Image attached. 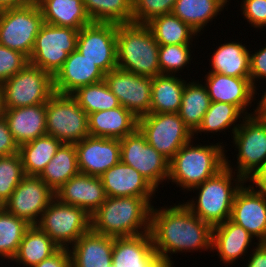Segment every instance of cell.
<instances>
[{
  "label": "cell",
  "instance_id": "cell-16",
  "mask_svg": "<svg viewBox=\"0 0 266 267\" xmlns=\"http://www.w3.org/2000/svg\"><path fill=\"white\" fill-rule=\"evenodd\" d=\"M104 81L119 104L137 118L150 114L152 78L115 68L105 74Z\"/></svg>",
  "mask_w": 266,
  "mask_h": 267
},
{
  "label": "cell",
  "instance_id": "cell-17",
  "mask_svg": "<svg viewBox=\"0 0 266 267\" xmlns=\"http://www.w3.org/2000/svg\"><path fill=\"white\" fill-rule=\"evenodd\" d=\"M230 220L256 237L259 243L266 242V194L245 182L234 197Z\"/></svg>",
  "mask_w": 266,
  "mask_h": 267
},
{
  "label": "cell",
  "instance_id": "cell-21",
  "mask_svg": "<svg viewBox=\"0 0 266 267\" xmlns=\"http://www.w3.org/2000/svg\"><path fill=\"white\" fill-rule=\"evenodd\" d=\"M204 78H206L204 84L211 102L230 103L245 116L253 115V113H248L246 109L249 105L252 106L251 104L256 97L255 87L250 78H237L219 73H207Z\"/></svg>",
  "mask_w": 266,
  "mask_h": 267
},
{
  "label": "cell",
  "instance_id": "cell-29",
  "mask_svg": "<svg viewBox=\"0 0 266 267\" xmlns=\"http://www.w3.org/2000/svg\"><path fill=\"white\" fill-rule=\"evenodd\" d=\"M245 44L227 42L213 52L208 73H219L237 78H250V53Z\"/></svg>",
  "mask_w": 266,
  "mask_h": 267
},
{
  "label": "cell",
  "instance_id": "cell-7",
  "mask_svg": "<svg viewBox=\"0 0 266 267\" xmlns=\"http://www.w3.org/2000/svg\"><path fill=\"white\" fill-rule=\"evenodd\" d=\"M44 19L35 2L21 7L0 10V44L25 55L32 53L36 36Z\"/></svg>",
  "mask_w": 266,
  "mask_h": 267
},
{
  "label": "cell",
  "instance_id": "cell-33",
  "mask_svg": "<svg viewBox=\"0 0 266 267\" xmlns=\"http://www.w3.org/2000/svg\"><path fill=\"white\" fill-rule=\"evenodd\" d=\"M230 0H176L172 14L198 34L223 11Z\"/></svg>",
  "mask_w": 266,
  "mask_h": 267
},
{
  "label": "cell",
  "instance_id": "cell-51",
  "mask_svg": "<svg viewBox=\"0 0 266 267\" xmlns=\"http://www.w3.org/2000/svg\"><path fill=\"white\" fill-rule=\"evenodd\" d=\"M35 2V0H0V10L26 6Z\"/></svg>",
  "mask_w": 266,
  "mask_h": 267
},
{
  "label": "cell",
  "instance_id": "cell-44",
  "mask_svg": "<svg viewBox=\"0 0 266 267\" xmlns=\"http://www.w3.org/2000/svg\"><path fill=\"white\" fill-rule=\"evenodd\" d=\"M29 63L21 52L0 44V84L14 76Z\"/></svg>",
  "mask_w": 266,
  "mask_h": 267
},
{
  "label": "cell",
  "instance_id": "cell-20",
  "mask_svg": "<svg viewBox=\"0 0 266 267\" xmlns=\"http://www.w3.org/2000/svg\"><path fill=\"white\" fill-rule=\"evenodd\" d=\"M107 197L144 198L151 206L156 189L133 167L121 160L101 176Z\"/></svg>",
  "mask_w": 266,
  "mask_h": 267
},
{
  "label": "cell",
  "instance_id": "cell-30",
  "mask_svg": "<svg viewBox=\"0 0 266 267\" xmlns=\"http://www.w3.org/2000/svg\"><path fill=\"white\" fill-rule=\"evenodd\" d=\"M161 74L152 78L150 113H178L186 80Z\"/></svg>",
  "mask_w": 266,
  "mask_h": 267
},
{
  "label": "cell",
  "instance_id": "cell-38",
  "mask_svg": "<svg viewBox=\"0 0 266 267\" xmlns=\"http://www.w3.org/2000/svg\"><path fill=\"white\" fill-rule=\"evenodd\" d=\"M92 22L132 23V0H83Z\"/></svg>",
  "mask_w": 266,
  "mask_h": 267
},
{
  "label": "cell",
  "instance_id": "cell-46",
  "mask_svg": "<svg viewBox=\"0 0 266 267\" xmlns=\"http://www.w3.org/2000/svg\"><path fill=\"white\" fill-rule=\"evenodd\" d=\"M257 79L266 80V45L250 54V81L255 87V95H257L256 88H258L256 87Z\"/></svg>",
  "mask_w": 266,
  "mask_h": 267
},
{
  "label": "cell",
  "instance_id": "cell-15",
  "mask_svg": "<svg viewBox=\"0 0 266 267\" xmlns=\"http://www.w3.org/2000/svg\"><path fill=\"white\" fill-rule=\"evenodd\" d=\"M54 198L55 193L39 176L25 175L2 206L29 225H37Z\"/></svg>",
  "mask_w": 266,
  "mask_h": 267
},
{
  "label": "cell",
  "instance_id": "cell-6",
  "mask_svg": "<svg viewBox=\"0 0 266 267\" xmlns=\"http://www.w3.org/2000/svg\"><path fill=\"white\" fill-rule=\"evenodd\" d=\"M4 109L44 104L55 93L53 76L28 63L0 84Z\"/></svg>",
  "mask_w": 266,
  "mask_h": 267
},
{
  "label": "cell",
  "instance_id": "cell-3",
  "mask_svg": "<svg viewBox=\"0 0 266 267\" xmlns=\"http://www.w3.org/2000/svg\"><path fill=\"white\" fill-rule=\"evenodd\" d=\"M228 158L225 157V166L220 171L192 189L199 191L196 201L192 198L184 202L193 214L212 227L230 219L234 197L246 182L235 176Z\"/></svg>",
  "mask_w": 266,
  "mask_h": 267
},
{
  "label": "cell",
  "instance_id": "cell-1",
  "mask_svg": "<svg viewBox=\"0 0 266 267\" xmlns=\"http://www.w3.org/2000/svg\"><path fill=\"white\" fill-rule=\"evenodd\" d=\"M212 229L210 224L193 214L184 203L151 208L150 235L153 246L168 267L174 265L170 260L172 253L196 252L201 249L212 251Z\"/></svg>",
  "mask_w": 266,
  "mask_h": 267
},
{
  "label": "cell",
  "instance_id": "cell-41",
  "mask_svg": "<svg viewBox=\"0 0 266 267\" xmlns=\"http://www.w3.org/2000/svg\"><path fill=\"white\" fill-rule=\"evenodd\" d=\"M25 176L19 153L0 156V206L11 196Z\"/></svg>",
  "mask_w": 266,
  "mask_h": 267
},
{
  "label": "cell",
  "instance_id": "cell-49",
  "mask_svg": "<svg viewBox=\"0 0 266 267\" xmlns=\"http://www.w3.org/2000/svg\"><path fill=\"white\" fill-rule=\"evenodd\" d=\"M246 267H266V242H257L251 251Z\"/></svg>",
  "mask_w": 266,
  "mask_h": 267
},
{
  "label": "cell",
  "instance_id": "cell-24",
  "mask_svg": "<svg viewBox=\"0 0 266 267\" xmlns=\"http://www.w3.org/2000/svg\"><path fill=\"white\" fill-rule=\"evenodd\" d=\"M113 246L114 237L90 229L69 247L71 267H110Z\"/></svg>",
  "mask_w": 266,
  "mask_h": 267
},
{
  "label": "cell",
  "instance_id": "cell-48",
  "mask_svg": "<svg viewBox=\"0 0 266 267\" xmlns=\"http://www.w3.org/2000/svg\"><path fill=\"white\" fill-rule=\"evenodd\" d=\"M33 267H71L69 248H60L56 253Z\"/></svg>",
  "mask_w": 266,
  "mask_h": 267
},
{
  "label": "cell",
  "instance_id": "cell-4",
  "mask_svg": "<svg viewBox=\"0 0 266 267\" xmlns=\"http://www.w3.org/2000/svg\"><path fill=\"white\" fill-rule=\"evenodd\" d=\"M225 147L222 143L211 145H183L169 161L170 180L183 190L191 191L214 176L225 166Z\"/></svg>",
  "mask_w": 266,
  "mask_h": 267
},
{
  "label": "cell",
  "instance_id": "cell-8",
  "mask_svg": "<svg viewBox=\"0 0 266 267\" xmlns=\"http://www.w3.org/2000/svg\"><path fill=\"white\" fill-rule=\"evenodd\" d=\"M46 131L62 143L76 144L89 136L88 115L71 94L54 93L46 103Z\"/></svg>",
  "mask_w": 266,
  "mask_h": 267
},
{
  "label": "cell",
  "instance_id": "cell-9",
  "mask_svg": "<svg viewBox=\"0 0 266 267\" xmlns=\"http://www.w3.org/2000/svg\"><path fill=\"white\" fill-rule=\"evenodd\" d=\"M78 30L44 23L36 36L29 63L54 76L76 50Z\"/></svg>",
  "mask_w": 266,
  "mask_h": 267
},
{
  "label": "cell",
  "instance_id": "cell-35",
  "mask_svg": "<svg viewBox=\"0 0 266 267\" xmlns=\"http://www.w3.org/2000/svg\"><path fill=\"white\" fill-rule=\"evenodd\" d=\"M210 104L211 99L205 84L201 81H186L178 114L192 133L199 128Z\"/></svg>",
  "mask_w": 266,
  "mask_h": 267
},
{
  "label": "cell",
  "instance_id": "cell-27",
  "mask_svg": "<svg viewBox=\"0 0 266 267\" xmlns=\"http://www.w3.org/2000/svg\"><path fill=\"white\" fill-rule=\"evenodd\" d=\"M89 135L122 139L138 129V118L123 106L88 115Z\"/></svg>",
  "mask_w": 266,
  "mask_h": 267
},
{
  "label": "cell",
  "instance_id": "cell-32",
  "mask_svg": "<svg viewBox=\"0 0 266 267\" xmlns=\"http://www.w3.org/2000/svg\"><path fill=\"white\" fill-rule=\"evenodd\" d=\"M79 173L75 144L62 143L39 177L55 193Z\"/></svg>",
  "mask_w": 266,
  "mask_h": 267
},
{
  "label": "cell",
  "instance_id": "cell-13",
  "mask_svg": "<svg viewBox=\"0 0 266 267\" xmlns=\"http://www.w3.org/2000/svg\"><path fill=\"white\" fill-rule=\"evenodd\" d=\"M120 160L136 169L156 190L169 176V161L137 129L120 139Z\"/></svg>",
  "mask_w": 266,
  "mask_h": 267
},
{
  "label": "cell",
  "instance_id": "cell-12",
  "mask_svg": "<svg viewBox=\"0 0 266 267\" xmlns=\"http://www.w3.org/2000/svg\"><path fill=\"white\" fill-rule=\"evenodd\" d=\"M233 134L238 149L235 172L245 181L266 164V118L245 116Z\"/></svg>",
  "mask_w": 266,
  "mask_h": 267
},
{
  "label": "cell",
  "instance_id": "cell-26",
  "mask_svg": "<svg viewBox=\"0 0 266 267\" xmlns=\"http://www.w3.org/2000/svg\"><path fill=\"white\" fill-rule=\"evenodd\" d=\"M252 240L254 237L248 231L230 219L212 229V251L218 252L220 261L225 265H231L242 256H246Z\"/></svg>",
  "mask_w": 266,
  "mask_h": 267
},
{
  "label": "cell",
  "instance_id": "cell-5",
  "mask_svg": "<svg viewBox=\"0 0 266 267\" xmlns=\"http://www.w3.org/2000/svg\"><path fill=\"white\" fill-rule=\"evenodd\" d=\"M159 46L147 24H117V68L151 78L161 75Z\"/></svg>",
  "mask_w": 266,
  "mask_h": 267
},
{
  "label": "cell",
  "instance_id": "cell-36",
  "mask_svg": "<svg viewBox=\"0 0 266 267\" xmlns=\"http://www.w3.org/2000/svg\"><path fill=\"white\" fill-rule=\"evenodd\" d=\"M159 45L192 44L198 33L177 16L165 14L147 23Z\"/></svg>",
  "mask_w": 266,
  "mask_h": 267
},
{
  "label": "cell",
  "instance_id": "cell-43",
  "mask_svg": "<svg viewBox=\"0 0 266 267\" xmlns=\"http://www.w3.org/2000/svg\"><path fill=\"white\" fill-rule=\"evenodd\" d=\"M176 0H132V22L147 24L153 18L171 14Z\"/></svg>",
  "mask_w": 266,
  "mask_h": 267
},
{
  "label": "cell",
  "instance_id": "cell-25",
  "mask_svg": "<svg viewBox=\"0 0 266 267\" xmlns=\"http://www.w3.org/2000/svg\"><path fill=\"white\" fill-rule=\"evenodd\" d=\"M3 117L19 146L47 134L46 103L4 109Z\"/></svg>",
  "mask_w": 266,
  "mask_h": 267
},
{
  "label": "cell",
  "instance_id": "cell-45",
  "mask_svg": "<svg viewBox=\"0 0 266 267\" xmlns=\"http://www.w3.org/2000/svg\"><path fill=\"white\" fill-rule=\"evenodd\" d=\"M241 12L253 28L266 26V0H242ZM243 10V11H242Z\"/></svg>",
  "mask_w": 266,
  "mask_h": 267
},
{
  "label": "cell",
  "instance_id": "cell-19",
  "mask_svg": "<svg viewBox=\"0 0 266 267\" xmlns=\"http://www.w3.org/2000/svg\"><path fill=\"white\" fill-rule=\"evenodd\" d=\"M110 267H168L155 251L149 233L115 237Z\"/></svg>",
  "mask_w": 266,
  "mask_h": 267
},
{
  "label": "cell",
  "instance_id": "cell-47",
  "mask_svg": "<svg viewBox=\"0 0 266 267\" xmlns=\"http://www.w3.org/2000/svg\"><path fill=\"white\" fill-rule=\"evenodd\" d=\"M19 152V145L11 134L4 117L0 118V156L14 155Z\"/></svg>",
  "mask_w": 266,
  "mask_h": 267
},
{
  "label": "cell",
  "instance_id": "cell-52",
  "mask_svg": "<svg viewBox=\"0 0 266 267\" xmlns=\"http://www.w3.org/2000/svg\"><path fill=\"white\" fill-rule=\"evenodd\" d=\"M263 94L261 99L257 103L258 105L255 109H253L254 111L252 113L254 116L266 118V89Z\"/></svg>",
  "mask_w": 266,
  "mask_h": 267
},
{
  "label": "cell",
  "instance_id": "cell-39",
  "mask_svg": "<svg viewBox=\"0 0 266 267\" xmlns=\"http://www.w3.org/2000/svg\"><path fill=\"white\" fill-rule=\"evenodd\" d=\"M71 96L87 115L120 106L117 97L110 91L104 80L79 87L71 93Z\"/></svg>",
  "mask_w": 266,
  "mask_h": 267
},
{
  "label": "cell",
  "instance_id": "cell-11",
  "mask_svg": "<svg viewBox=\"0 0 266 267\" xmlns=\"http://www.w3.org/2000/svg\"><path fill=\"white\" fill-rule=\"evenodd\" d=\"M138 129L146 137L147 143L168 161L194 137L178 113L144 115L138 118Z\"/></svg>",
  "mask_w": 266,
  "mask_h": 267
},
{
  "label": "cell",
  "instance_id": "cell-18",
  "mask_svg": "<svg viewBox=\"0 0 266 267\" xmlns=\"http://www.w3.org/2000/svg\"><path fill=\"white\" fill-rule=\"evenodd\" d=\"M80 173L101 176L120 161V140L87 136L75 144Z\"/></svg>",
  "mask_w": 266,
  "mask_h": 267
},
{
  "label": "cell",
  "instance_id": "cell-53",
  "mask_svg": "<svg viewBox=\"0 0 266 267\" xmlns=\"http://www.w3.org/2000/svg\"><path fill=\"white\" fill-rule=\"evenodd\" d=\"M4 108H3V99H2V91L0 88V118L3 117Z\"/></svg>",
  "mask_w": 266,
  "mask_h": 267
},
{
  "label": "cell",
  "instance_id": "cell-37",
  "mask_svg": "<svg viewBox=\"0 0 266 267\" xmlns=\"http://www.w3.org/2000/svg\"><path fill=\"white\" fill-rule=\"evenodd\" d=\"M244 116V117H243ZM240 118V119H239ZM245 118V115L234 105L225 102H211L210 107L203 116L199 128L193 133H213L221 132L232 127V134L237 130L241 123H236L239 119Z\"/></svg>",
  "mask_w": 266,
  "mask_h": 267
},
{
  "label": "cell",
  "instance_id": "cell-22",
  "mask_svg": "<svg viewBox=\"0 0 266 267\" xmlns=\"http://www.w3.org/2000/svg\"><path fill=\"white\" fill-rule=\"evenodd\" d=\"M104 77L105 73L96 64L74 50L53 76L54 92L71 94L79 87L103 81Z\"/></svg>",
  "mask_w": 266,
  "mask_h": 267
},
{
  "label": "cell",
  "instance_id": "cell-23",
  "mask_svg": "<svg viewBox=\"0 0 266 267\" xmlns=\"http://www.w3.org/2000/svg\"><path fill=\"white\" fill-rule=\"evenodd\" d=\"M55 198L62 203L80 207L91 216L107 196L99 176L79 173L55 192Z\"/></svg>",
  "mask_w": 266,
  "mask_h": 267
},
{
  "label": "cell",
  "instance_id": "cell-10",
  "mask_svg": "<svg viewBox=\"0 0 266 267\" xmlns=\"http://www.w3.org/2000/svg\"><path fill=\"white\" fill-rule=\"evenodd\" d=\"M37 226L59 247L69 248L91 229V216L80 207L54 198L44 210Z\"/></svg>",
  "mask_w": 266,
  "mask_h": 267
},
{
  "label": "cell",
  "instance_id": "cell-40",
  "mask_svg": "<svg viewBox=\"0 0 266 267\" xmlns=\"http://www.w3.org/2000/svg\"><path fill=\"white\" fill-rule=\"evenodd\" d=\"M25 220L9 213L0 206V256L12 260L16 255L25 231L30 227Z\"/></svg>",
  "mask_w": 266,
  "mask_h": 267
},
{
  "label": "cell",
  "instance_id": "cell-2",
  "mask_svg": "<svg viewBox=\"0 0 266 267\" xmlns=\"http://www.w3.org/2000/svg\"><path fill=\"white\" fill-rule=\"evenodd\" d=\"M151 208L144 198L107 197L91 215V229L114 238L149 233Z\"/></svg>",
  "mask_w": 266,
  "mask_h": 267
},
{
  "label": "cell",
  "instance_id": "cell-14",
  "mask_svg": "<svg viewBox=\"0 0 266 267\" xmlns=\"http://www.w3.org/2000/svg\"><path fill=\"white\" fill-rule=\"evenodd\" d=\"M76 50L105 74L117 68V24L92 22L78 32Z\"/></svg>",
  "mask_w": 266,
  "mask_h": 267
},
{
  "label": "cell",
  "instance_id": "cell-50",
  "mask_svg": "<svg viewBox=\"0 0 266 267\" xmlns=\"http://www.w3.org/2000/svg\"><path fill=\"white\" fill-rule=\"evenodd\" d=\"M256 190L266 194V164L262 166L249 180ZM258 188V189H257Z\"/></svg>",
  "mask_w": 266,
  "mask_h": 267
},
{
  "label": "cell",
  "instance_id": "cell-31",
  "mask_svg": "<svg viewBox=\"0 0 266 267\" xmlns=\"http://www.w3.org/2000/svg\"><path fill=\"white\" fill-rule=\"evenodd\" d=\"M59 247L37 225H31L23 236L18 251L11 262L33 267L56 253Z\"/></svg>",
  "mask_w": 266,
  "mask_h": 267
},
{
  "label": "cell",
  "instance_id": "cell-42",
  "mask_svg": "<svg viewBox=\"0 0 266 267\" xmlns=\"http://www.w3.org/2000/svg\"><path fill=\"white\" fill-rule=\"evenodd\" d=\"M190 45L192 44L160 45L158 59L161 74L176 75L187 67L193 58Z\"/></svg>",
  "mask_w": 266,
  "mask_h": 267
},
{
  "label": "cell",
  "instance_id": "cell-34",
  "mask_svg": "<svg viewBox=\"0 0 266 267\" xmlns=\"http://www.w3.org/2000/svg\"><path fill=\"white\" fill-rule=\"evenodd\" d=\"M62 142L45 134L19 146L25 175L39 176L56 154Z\"/></svg>",
  "mask_w": 266,
  "mask_h": 267
},
{
  "label": "cell",
  "instance_id": "cell-28",
  "mask_svg": "<svg viewBox=\"0 0 266 267\" xmlns=\"http://www.w3.org/2000/svg\"><path fill=\"white\" fill-rule=\"evenodd\" d=\"M44 23L71 27L78 31L92 23L83 0H37Z\"/></svg>",
  "mask_w": 266,
  "mask_h": 267
}]
</instances>
